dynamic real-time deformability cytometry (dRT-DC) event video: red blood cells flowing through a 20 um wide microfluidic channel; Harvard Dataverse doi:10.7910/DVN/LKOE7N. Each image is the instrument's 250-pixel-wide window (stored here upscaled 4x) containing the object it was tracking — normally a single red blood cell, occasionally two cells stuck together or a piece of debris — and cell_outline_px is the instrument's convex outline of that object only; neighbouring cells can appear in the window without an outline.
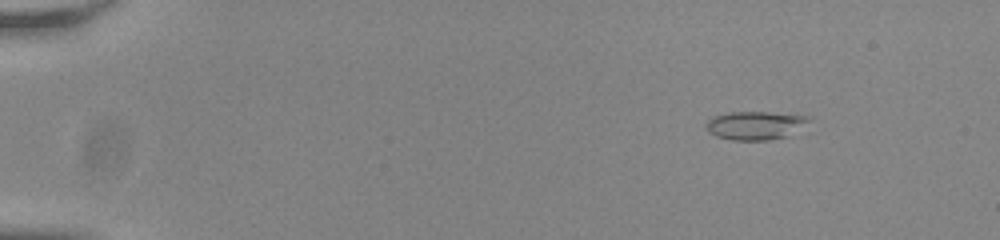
{"species": "common noctule bat (a hibernating species)", "species_latin": "Nyctalus noctula", "temperature_condition": "room temperature", "stored_images_in_passage": 49, "camera_frame_rate_fps": 3000, "um_per_image_px": 0.085, "animal": {"sex": "male", "body_mass_g": 20.0, "forearm_length_mm": 53.3}, "frame": {"image": 1, "passage_image": 1, "time_ms": 0.0, "image_size_px": [1000, 240], "cell_outline_px": [[812, 120], [788, 136], [768, 140], [732, 140], [716, 136], [708, 132], [704, 124], [712, 116], [728, 112], [768, 112], [812, 116]], "centroid_in_image_um": [64.19, 10.65], "position_along_channel_um": 20.8, "area_um2": 17.22}}
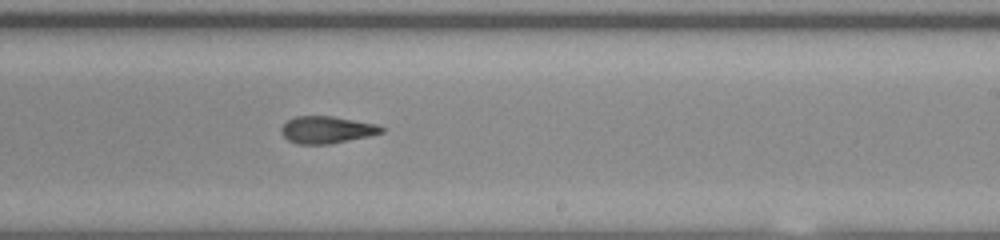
{"frame": {"image": 2, "passage_image": 29, "time_ms": 9.333, "image_size_px": [1000, 240], "cell_outline_px": [[384, 132], [368, 136], [328, 144], [296, 144], [288, 140], [280, 132], [280, 128], [288, 120], [296, 116], [332, 116], [376, 124], [384, 128]], "centroid_in_image_um": [27.74, 11.03], "position_along_channel_um": 261.3, "area_um2": 15.72}}
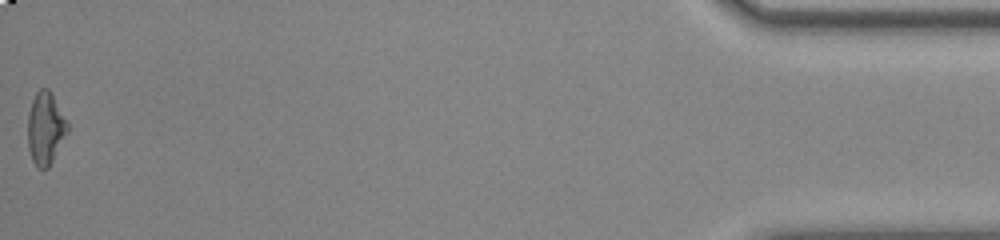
{"frame": {"image": 3, "passage_image": 49, "time_ms": 16.0, "image_size_px": [1000, 240], "cell_outline_px": [[68, 132], [48, 168], [36, 168], [32, 160], [28, 148], [28, 112], [32, 100], [36, 92], [40, 88], [48, 88], [68, 124]], "centroid_in_image_um": [3.84, 10.93], "position_along_channel_um": 431.4, "area_um2": 16.59}, "authors_computed_cell_mechanics": {"area_um2": 16.4152, "velocity_mm_per_s": 3.8402, "shape_relaxation_time_tau1_ms": 8.5794, "shape_relaxation_time_tau2_ms": 3.12, "deformation_change_tau1": 0.1954, "deformation_change_tau2": 0.1184}}